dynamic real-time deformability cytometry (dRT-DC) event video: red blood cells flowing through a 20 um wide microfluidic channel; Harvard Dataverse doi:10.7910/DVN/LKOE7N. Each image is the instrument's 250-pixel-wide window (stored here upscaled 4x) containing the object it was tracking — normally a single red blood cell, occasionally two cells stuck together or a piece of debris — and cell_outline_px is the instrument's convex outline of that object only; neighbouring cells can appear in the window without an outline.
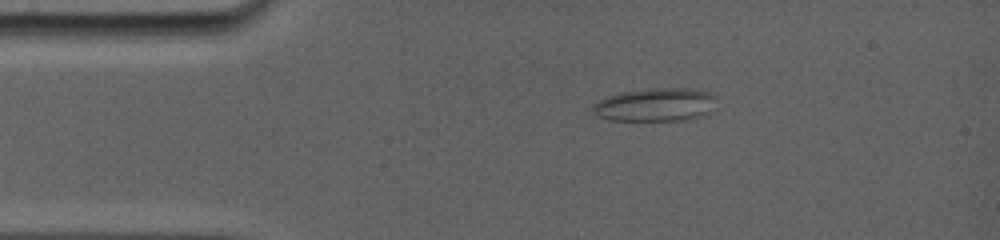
{"species": "common noctule bat (a hibernating species)", "species_latin": "Nyctalus noctula", "temperature_condition": "room temperature", "stored_images_in_passage": 63, "camera_frame_rate_fps": 5000, "um_per_image_px": 0.085, "animal": {"sex": "female", "body_mass_g": 19.0, "forearm_length_mm": 56.7}, "frame": {"image": 1, "passage_image": 1, "time_ms": 0.0, "image_size_px": [1000, 240], "cell_outline_px": [[716, 96], [708, 112], [692, 120], [612, 120], [596, 116], [592, 112], [592, 104], [596, 100], [608, 96], [624, 92], [656, 88], [692, 88], [708, 92]], "centroid_in_image_um": [55.66, 8.9], "position_along_channel_um": 29.3, "area_um2": 23.87}}
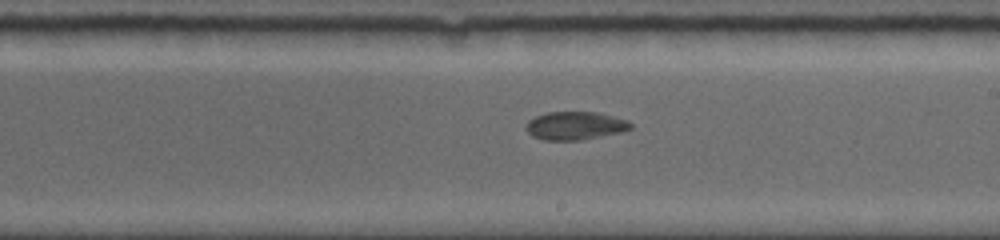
{"frame": {"image": 2, "passage_image": 27, "time_ms": 6.6, "image_size_px": [1000, 240], "cell_outline_px": [[632, 128], [620, 132], [580, 140], [544, 140], [532, 136], [524, 128], [528, 120], [536, 116], [548, 112], [596, 112], [628, 120], [632, 124]], "centroid_in_image_um": [48.86, 10.68], "position_along_channel_um": 240.1, "area_um2": 17.11}}
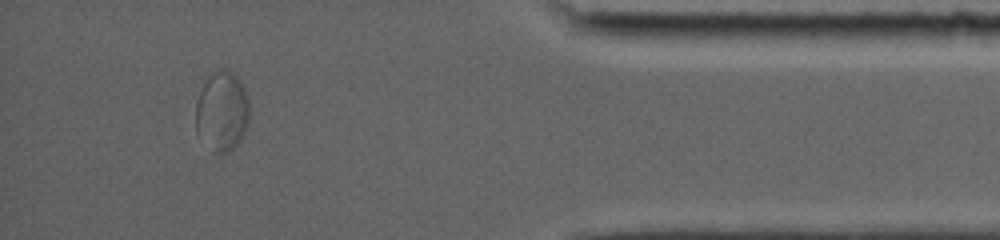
{"frame": {"image": 3, "passage_image": 51, "time_ms": 12.0, "image_size_px": [1000, 240], "cell_outline_px": [[248, 124], [244, 136], [228, 152], [220, 156], [196, 136], [196, 104], [200, 92], [208, 72], [220, 68], [228, 68], [244, 84], [248, 96]], "centroid_in_image_um": [18.86, 9.43], "position_along_channel_um": 416.3, "area_um2": 25.66}, "authors_computed_cell_mechanics": {"area_um2": 18.8428, "velocity_mm_per_s": 3.8212, "shape_relaxation_time_tau1_ms": null, "shape_relaxation_time_tau2_ms": 2.2959, "deformation_change_tau1": null, "deformation_change_tau2": 0.053}}